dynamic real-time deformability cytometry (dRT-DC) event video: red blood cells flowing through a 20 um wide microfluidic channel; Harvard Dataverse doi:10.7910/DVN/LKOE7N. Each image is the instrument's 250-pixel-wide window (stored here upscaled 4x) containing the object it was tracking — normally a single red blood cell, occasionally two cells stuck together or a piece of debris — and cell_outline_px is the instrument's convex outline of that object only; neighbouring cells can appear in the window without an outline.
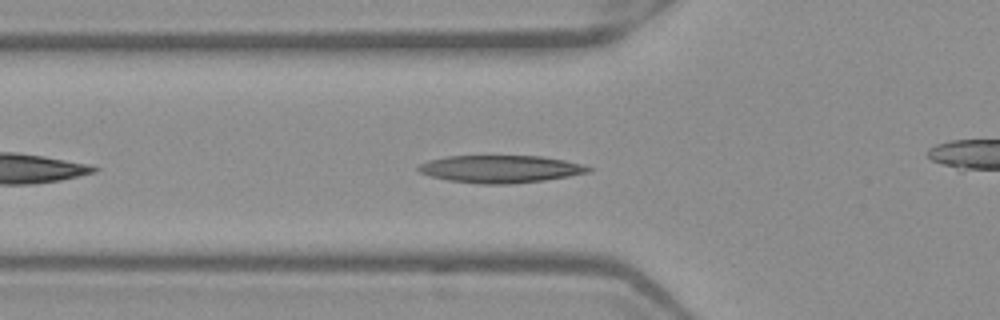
{"species": "Egyptian fruit bat (a non-hibernating species)", "species_latin": "Rousettus aegyptiacus", "temperature_condition": "warm", "stored_images_in_passage": 23, "camera_frame_rate_fps": 3000, "um_per_image_px": 0.085, "frame": {"image": 1, "passage_image": 2, "time_ms": 0.333, "image_size_px": [1000, 320], "cell_outline_px": [[592, 168], [588, 172], [568, 176], [544, 180], [508, 184], [480, 184], [448, 180], [432, 176], [420, 172], [416, 168], [420, 164], [428, 160], [448, 156], [544, 156], [584, 164]], "centroid_in_image_um": [42.54, 14.36], "position_along_channel_um": 83.3, "area_um2": 27.11}}
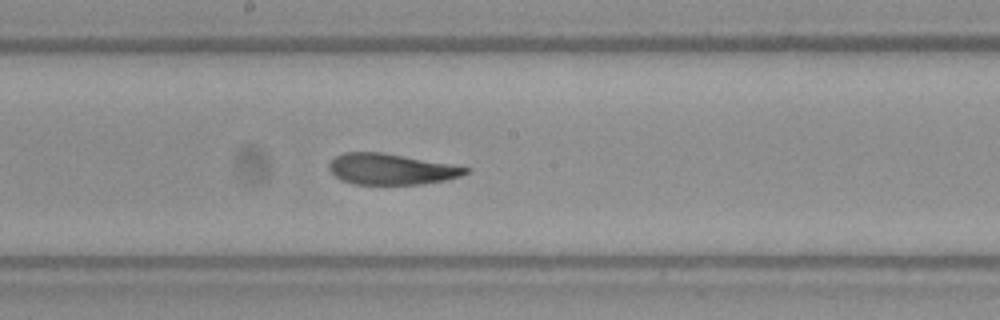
{"frame": {"image": 2, "passage_image": 12, "time_ms": 3.667, "image_size_px": [1000, 320], "cell_outline_px": [[472, 172], [448, 180], [420, 184], [352, 184], [340, 180], [328, 168], [328, 164], [336, 156], [344, 152], [380, 152], [452, 164], [472, 168]], "centroid_in_image_um": [33.28, 14.38], "position_along_channel_um": 214.9, "area_um2": 24.74}}
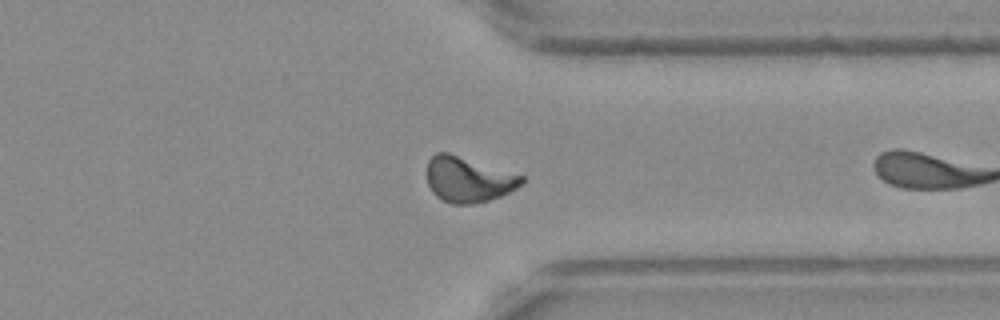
{"frame": {"image": 3, "passage_image": 21, "time_ms": 6.667, "image_size_px": [1000, 320], "cell_outline_px": [[524, 180], [516, 188], [500, 196], [476, 204], [452, 204], [436, 196], [432, 192], [428, 184], [428, 160], [436, 152], [448, 152], [524, 176]], "centroid_in_image_um": [39.78, 15.26], "position_along_channel_um": 371.6, "area_um2": 24.8}}